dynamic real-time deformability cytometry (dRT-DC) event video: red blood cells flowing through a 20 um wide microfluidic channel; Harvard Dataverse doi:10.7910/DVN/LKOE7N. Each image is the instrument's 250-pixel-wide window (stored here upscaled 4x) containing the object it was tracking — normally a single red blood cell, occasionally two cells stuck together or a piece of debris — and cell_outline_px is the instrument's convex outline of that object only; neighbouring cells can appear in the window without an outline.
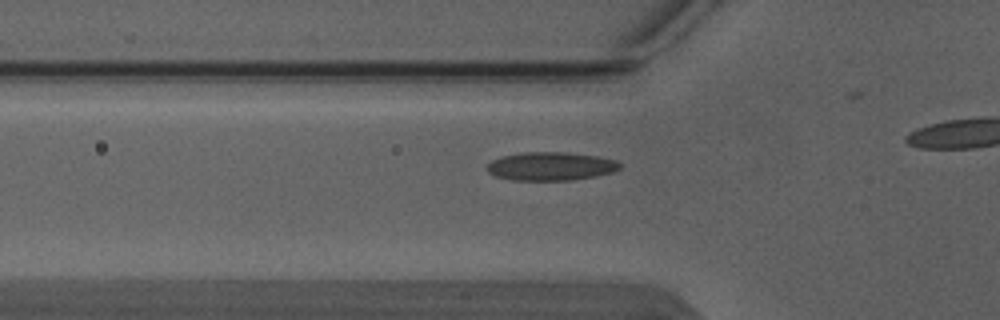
{"species": "Egyptian fruit bat (a non-hibernating species)", "species_latin": "Rousettus aegyptiacus", "temperature_condition": "warm", "stored_images_in_passage": 3, "camera_frame_rate_fps": 3000, "um_per_image_px": 0.085, "animal": {"sex": "male"}, "frame": {"image": 1, "passage_image": 3, "time_ms": 0.667, "image_size_px": [1000, 320], "cell_outline_px": [[620, 168], [612, 172], [596, 176], [572, 180], [512, 180], [496, 176], [488, 172], [488, 164], [492, 160], [500, 156], [520, 152], [564, 152], [600, 156], [616, 160], [620, 164]], "centroid_in_image_um": [46.82, 14.12], "position_along_channel_um": 79.0, "area_um2": 22.08}}